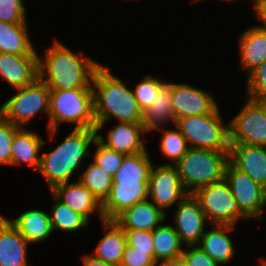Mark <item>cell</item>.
<instances>
[{
    "mask_svg": "<svg viewBox=\"0 0 266 266\" xmlns=\"http://www.w3.org/2000/svg\"><path fill=\"white\" fill-rule=\"evenodd\" d=\"M110 72L107 66L100 65L92 77L97 132L113 117L119 122H143V112L132 90Z\"/></svg>",
    "mask_w": 266,
    "mask_h": 266,
    "instance_id": "obj_1",
    "label": "cell"
},
{
    "mask_svg": "<svg viewBox=\"0 0 266 266\" xmlns=\"http://www.w3.org/2000/svg\"><path fill=\"white\" fill-rule=\"evenodd\" d=\"M44 59L38 56V78L50 90L92 88V77L101 65L57 40L45 50Z\"/></svg>",
    "mask_w": 266,
    "mask_h": 266,
    "instance_id": "obj_2",
    "label": "cell"
},
{
    "mask_svg": "<svg viewBox=\"0 0 266 266\" xmlns=\"http://www.w3.org/2000/svg\"><path fill=\"white\" fill-rule=\"evenodd\" d=\"M96 139L95 128H73L55 149L40 155L38 171L45 178L50 191L59 184L69 182L85 157L91 156L88 149Z\"/></svg>",
    "mask_w": 266,
    "mask_h": 266,
    "instance_id": "obj_3",
    "label": "cell"
},
{
    "mask_svg": "<svg viewBox=\"0 0 266 266\" xmlns=\"http://www.w3.org/2000/svg\"><path fill=\"white\" fill-rule=\"evenodd\" d=\"M48 133L52 140L58 123H75L74 128H96L92 88L50 90Z\"/></svg>",
    "mask_w": 266,
    "mask_h": 266,
    "instance_id": "obj_4",
    "label": "cell"
},
{
    "mask_svg": "<svg viewBox=\"0 0 266 266\" xmlns=\"http://www.w3.org/2000/svg\"><path fill=\"white\" fill-rule=\"evenodd\" d=\"M229 162V151L189 148L174 165L189 194L212 182L222 180Z\"/></svg>",
    "mask_w": 266,
    "mask_h": 266,
    "instance_id": "obj_5",
    "label": "cell"
},
{
    "mask_svg": "<svg viewBox=\"0 0 266 266\" xmlns=\"http://www.w3.org/2000/svg\"><path fill=\"white\" fill-rule=\"evenodd\" d=\"M219 112L218 107L211 114L176 120L175 126L190 144V148L229 151V123H224Z\"/></svg>",
    "mask_w": 266,
    "mask_h": 266,
    "instance_id": "obj_6",
    "label": "cell"
},
{
    "mask_svg": "<svg viewBox=\"0 0 266 266\" xmlns=\"http://www.w3.org/2000/svg\"><path fill=\"white\" fill-rule=\"evenodd\" d=\"M211 225L236 226L249 218L240 210L225 178L197 189L193 193Z\"/></svg>",
    "mask_w": 266,
    "mask_h": 266,
    "instance_id": "obj_7",
    "label": "cell"
},
{
    "mask_svg": "<svg viewBox=\"0 0 266 266\" xmlns=\"http://www.w3.org/2000/svg\"><path fill=\"white\" fill-rule=\"evenodd\" d=\"M17 93L0 107V114L13 125L24 128L40 111L49 115L48 86L37 78L32 84L16 88Z\"/></svg>",
    "mask_w": 266,
    "mask_h": 266,
    "instance_id": "obj_8",
    "label": "cell"
},
{
    "mask_svg": "<svg viewBox=\"0 0 266 266\" xmlns=\"http://www.w3.org/2000/svg\"><path fill=\"white\" fill-rule=\"evenodd\" d=\"M228 123L230 144L266 147V113L256 100L247 97L246 104Z\"/></svg>",
    "mask_w": 266,
    "mask_h": 266,
    "instance_id": "obj_9",
    "label": "cell"
},
{
    "mask_svg": "<svg viewBox=\"0 0 266 266\" xmlns=\"http://www.w3.org/2000/svg\"><path fill=\"white\" fill-rule=\"evenodd\" d=\"M224 178L228 182L240 210L249 219H263L262 210L266 206V189L230 162L226 165Z\"/></svg>",
    "mask_w": 266,
    "mask_h": 266,
    "instance_id": "obj_10",
    "label": "cell"
},
{
    "mask_svg": "<svg viewBox=\"0 0 266 266\" xmlns=\"http://www.w3.org/2000/svg\"><path fill=\"white\" fill-rule=\"evenodd\" d=\"M188 194L174 165L161 164L158 168L152 166L148 181V199L164 213H167L165 208L178 204Z\"/></svg>",
    "mask_w": 266,
    "mask_h": 266,
    "instance_id": "obj_11",
    "label": "cell"
},
{
    "mask_svg": "<svg viewBox=\"0 0 266 266\" xmlns=\"http://www.w3.org/2000/svg\"><path fill=\"white\" fill-rule=\"evenodd\" d=\"M174 216V230L179 235L184 245H197L203 234L208 221L201 209L199 201L193 194H188L177 204Z\"/></svg>",
    "mask_w": 266,
    "mask_h": 266,
    "instance_id": "obj_12",
    "label": "cell"
},
{
    "mask_svg": "<svg viewBox=\"0 0 266 266\" xmlns=\"http://www.w3.org/2000/svg\"><path fill=\"white\" fill-rule=\"evenodd\" d=\"M212 94L183 83H172V104L175 118L213 113L219 105Z\"/></svg>",
    "mask_w": 266,
    "mask_h": 266,
    "instance_id": "obj_13",
    "label": "cell"
},
{
    "mask_svg": "<svg viewBox=\"0 0 266 266\" xmlns=\"http://www.w3.org/2000/svg\"><path fill=\"white\" fill-rule=\"evenodd\" d=\"M148 199V182L113 181L110 193L102 203L104 218L114 220L134 204Z\"/></svg>",
    "mask_w": 266,
    "mask_h": 266,
    "instance_id": "obj_14",
    "label": "cell"
},
{
    "mask_svg": "<svg viewBox=\"0 0 266 266\" xmlns=\"http://www.w3.org/2000/svg\"><path fill=\"white\" fill-rule=\"evenodd\" d=\"M39 55L0 53V76L14 89L32 84L38 78Z\"/></svg>",
    "mask_w": 266,
    "mask_h": 266,
    "instance_id": "obj_15",
    "label": "cell"
},
{
    "mask_svg": "<svg viewBox=\"0 0 266 266\" xmlns=\"http://www.w3.org/2000/svg\"><path fill=\"white\" fill-rule=\"evenodd\" d=\"M59 201L88 221L91 214L98 211L100 220H105L101 202L80 182H67L55 186L50 191Z\"/></svg>",
    "mask_w": 266,
    "mask_h": 266,
    "instance_id": "obj_16",
    "label": "cell"
},
{
    "mask_svg": "<svg viewBox=\"0 0 266 266\" xmlns=\"http://www.w3.org/2000/svg\"><path fill=\"white\" fill-rule=\"evenodd\" d=\"M229 162L266 189V147L230 144Z\"/></svg>",
    "mask_w": 266,
    "mask_h": 266,
    "instance_id": "obj_17",
    "label": "cell"
},
{
    "mask_svg": "<svg viewBox=\"0 0 266 266\" xmlns=\"http://www.w3.org/2000/svg\"><path fill=\"white\" fill-rule=\"evenodd\" d=\"M145 133L142 123L119 122L108 132L107 140L98 132L97 140L109 149L133 155L147 150L145 142L141 139Z\"/></svg>",
    "mask_w": 266,
    "mask_h": 266,
    "instance_id": "obj_18",
    "label": "cell"
},
{
    "mask_svg": "<svg viewBox=\"0 0 266 266\" xmlns=\"http://www.w3.org/2000/svg\"><path fill=\"white\" fill-rule=\"evenodd\" d=\"M28 244L10 220L0 215V266H29Z\"/></svg>",
    "mask_w": 266,
    "mask_h": 266,
    "instance_id": "obj_19",
    "label": "cell"
},
{
    "mask_svg": "<svg viewBox=\"0 0 266 266\" xmlns=\"http://www.w3.org/2000/svg\"><path fill=\"white\" fill-rule=\"evenodd\" d=\"M167 214L149 199L138 202L120 213L114 221L124 230L153 231Z\"/></svg>",
    "mask_w": 266,
    "mask_h": 266,
    "instance_id": "obj_20",
    "label": "cell"
},
{
    "mask_svg": "<svg viewBox=\"0 0 266 266\" xmlns=\"http://www.w3.org/2000/svg\"><path fill=\"white\" fill-rule=\"evenodd\" d=\"M105 235L97 243L93 256L114 266H120L127 238L122 229L114 220H102Z\"/></svg>",
    "mask_w": 266,
    "mask_h": 266,
    "instance_id": "obj_21",
    "label": "cell"
},
{
    "mask_svg": "<svg viewBox=\"0 0 266 266\" xmlns=\"http://www.w3.org/2000/svg\"><path fill=\"white\" fill-rule=\"evenodd\" d=\"M239 39L241 66L249 74L266 60V27L248 28Z\"/></svg>",
    "mask_w": 266,
    "mask_h": 266,
    "instance_id": "obj_22",
    "label": "cell"
},
{
    "mask_svg": "<svg viewBox=\"0 0 266 266\" xmlns=\"http://www.w3.org/2000/svg\"><path fill=\"white\" fill-rule=\"evenodd\" d=\"M43 144L44 140L37 133L19 128L12 140L11 165L29 164L38 170L41 158L39 152Z\"/></svg>",
    "mask_w": 266,
    "mask_h": 266,
    "instance_id": "obj_23",
    "label": "cell"
},
{
    "mask_svg": "<svg viewBox=\"0 0 266 266\" xmlns=\"http://www.w3.org/2000/svg\"><path fill=\"white\" fill-rule=\"evenodd\" d=\"M214 229L203 234L200 242L197 244L211 259L224 265L234 256V245L228 231L235 228L232 225L215 224Z\"/></svg>",
    "mask_w": 266,
    "mask_h": 266,
    "instance_id": "obj_24",
    "label": "cell"
},
{
    "mask_svg": "<svg viewBox=\"0 0 266 266\" xmlns=\"http://www.w3.org/2000/svg\"><path fill=\"white\" fill-rule=\"evenodd\" d=\"M9 220L29 244L45 240L53 232L49 214L39 209L26 210Z\"/></svg>",
    "mask_w": 266,
    "mask_h": 266,
    "instance_id": "obj_25",
    "label": "cell"
},
{
    "mask_svg": "<svg viewBox=\"0 0 266 266\" xmlns=\"http://www.w3.org/2000/svg\"><path fill=\"white\" fill-rule=\"evenodd\" d=\"M171 120L176 123L172 104V83L166 82L157 92L153 103L143 112L142 124L148 133L163 127L165 122Z\"/></svg>",
    "mask_w": 266,
    "mask_h": 266,
    "instance_id": "obj_26",
    "label": "cell"
},
{
    "mask_svg": "<svg viewBox=\"0 0 266 266\" xmlns=\"http://www.w3.org/2000/svg\"><path fill=\"white\" fill-rule=\"evenodd\" d=\"M27 24L0 21V53L38 55L29 39Z\"/></svg>",
    "mask_w": 266,
    "mask_h": 266,
    "instance_id": "obj_27",
    "label": "cell"
},
{
    "mask_svg": "<svg viewBox=\"0 0 266 266\" xmlns=\"http://www.w3.org/2000/svg\"><path fill=\"white\" fill-rule=\"evenodd\" d=\"M154 260L158 263L180 257L183 243L172 225H159L152 231Z\"/></svg>",
    "mask_w": 266,
    "mask_h": 266,
    "instance_id": "obj_28",
    "label": "cell"
},
{
    "mask_svg": "<svg viewBox=\"0 0 266 266\" xmlns=\"http://www.w3.org/2000/svg\"><path fill=\"white\" fill-rule=\"evenodd\" d=\"M153 164L148 151L125 155L113 181L148 182Z\"/></svg>",
    "mask_w": 266,
    "mask_h": 266,
    "instance_id": "obj_29",
    "label": "cell"
},
{
    "mask_svg": "<svg viewBox=\"0 0 266 266\" xmlns=\"http://www.w3.org/2000/svg\"><path fill=\"white\" fill-rule=\"evenodd\" d=\"M52 197L54 204L49 213L52 231L59 229L71 233L88 226L89 221L84 216L70 209L53 194Z\"/></svg>",
    "mask_w": 266,
    "mask_h": 266,
    "instance_id": "obj_30",
    "label": "cell"
},
{
    "mask_svg": "<svg viewBox=\"0 0 266 266\" xmlns=\"http://www.w3.org/2000/svg\"><path fill=\"white\" fill-rule=\"evenodd\" d=\"M80 183L83 184L101 204L108 197L113 179L112 175L104 171L95 162L90 163L84 172L79 175Z\"/></svg>",
    "mask_w": 266,
    "mask_h": 266,
    "instance_id": "obj_31",
    "label": "cell"
},
{
    "mask_svg": "<svg viewBox=\"0 0 266 266\" xmlns=\"http://www.w3.org/2000/svg\"><path fill=\"white\" fill-rule=\"evenodd\" d=\"M162 129V127L156 129L163 132L159 144L160 150L165 158H168L169 161H173V163H168V165H175L186 154L190 147L177 127V130Z\"/></svg>",
    "mask_w": 266,
    "mask_h": 266,
    "instance_id": "obj_32",
    "label": "cell"
},
{
    "mask_svg": "<svg viewBox=\"0 0 266 266\" xmlns=\"http://www.w3.org/2000/svg\"><path fill=\"white\" fill-rule=\"evenodd\" d=\"M166 83L147 74L132 90L142 112H144L153 103L159 89Z\"/></svg>",
    "mask_w": 266,
    "mask_h": 266,
    "instance_id": "obj_33",
    "label": "cell"
},
{
    "mask_svg": "<svg viewBox=\"0 0 266 266\" xmlns=\"http://www.w3.org/2000/svg\"><path fill=\"white\" fill-rule=\"evenodd\" d=\"M94 144L97 148L94 155H92L93 162L113 176L121 166L125 154L105 147L97 139Z\"/></svg>",
    "mask_w": 266,
    "mask_h": 266,
    "instance_id": "obj_34",
    "label": "cell"
},
{
    "mask_svg": "<svg viewBox=\"0 0 266 266\" xmlns=\"http://www.w3.org/2000/svg\"><path fill=\"white\" fill-rule=\"evenodd\" d=\"M19 129L0 114V164L11 165V147L15 132Z\"/></svg>",
    "mask_w": 266,
    "mask_h": 266,
    "instance_id": "obj_35",
    "label": "cell"
},
{
    "mask_svg": "<svg viewBox=\"0 0 266 266\" xmlns=\"http://www.w3.org/2000/svg\"><path fill=\"white\" fill-rule=\"evenodd\" d=\"M23 0H0V21L28 23Z\"/></svg>",
    "mask_w": 266,
    "mask_h": 266,
    "instance_id": "obj_36",
    "label": "cell"
},
{
    "mask_svg": "<svg viewBox=\"0 0 266 266\" xmlns=\"http://www.w3.org/2000/svg\"><path fill=\"white\" fill-rule=\"evenodd\" d=\"M127 238V245L134 247V250L149 251L154 259V246L152 231L147 230H124Z\"/></svg>",
    "mask_w": 266,
    "mask_h": 266,
    "instance_id": "obj_37",
    "label": "cell"
},
{
    "mask_svg": "<svg viewBox=\"0 0 266 266\" xmlns=\"http://www.w3.org/2000/svg\"><path fill=\"white\" fill-rule=\"evenodd\" d=\"M247 76L246 95L266 94V60L253 69Z\"/></svg>",
    "mask_w": 266,
    "mask_h": 266,
    "instance_id": "obj_38",
    "label": "cell"
},
{
    "mask_svg": "<svg viewBox=\"0 0 266 266\" xmlns=\"http://www.w3.org/2000/svg\"><path fill=\"white\" fill-rule=\"evenodd\" d=\"M120 266H157V262L149 251L134 250V247L127 245Z\"/></svg>",
    "mask_w": 266,
    "mask_h": 266,
    "instance_id": "obj_39",
    "label": "cell"
},
{
    "mask_svg": "<svg viewBox=\"0 0 266 266\" xmlns=\"http://www.w3.org/2000/svg\"><path fill=\"white\" fill-rule=\"evenodd\" d=\"M181 255L187 266H220L218 262L211 259L199 246L186 245Z\"/></svg>",
    "mask_w": 266,
    "mask_h": 266,
    "instance_id": "obj_40",
    "label": "cell"
},
{
    "mask_svg": "<svg viewBox=\"0 0 266 266\" xmlns=\"http://www.w3.org/2000/svg\"><path fill=\"white\" fill-rule=\"evenodd\" d=\"M254 13L261 22L262 27H266V0H253Z\"/></svg>",
    "mask_w": 266,
    "mask_h": 266,
    "instance_id": "obj_41",
    "label": "cell"
},
{
    "mask_svg": "<svg viewBox=\"0 0 266 266\" xmlns=\"http://www.w3.org/2000/svg\"><path fill=\"white\" fill-rule=\"evenodd\" d=\"M83 266H114V265L106 263L100 259H97L93 255H84Z\"/></svg>",
    "mask_w": 266,
    "mask_h": 266,
    "instance_id": "obj_42",
    "label": "cell"
},
{
    "mask_svg": "<svg viewBox=\"0 0 266 266\" xmlns=\"http://www.w3.org/2000/svg\"><path fill=\"white\" fill-rule=\"evenodd\" d=\"M157 266H187L184 258L182 256L169 259V260H163L157 263Z\"/></svg>",
    "mask_w": 266,
    "mask_h": 266,
    "instance_id": "obj_43",
    "label": "cell"
},
{
    "mask_svg": "<svg viewBox=\"0 0 266 266\" xmlns=\"http://www.w3.org/2000/svg\"><path fill=\"white\" fill-rule=\"evenodd\" d=\"M248 98L254 99L266 113V94L264 95H247Z\"/></svg>",
    "mask_w": 266,
    "mask_h": 266,
    "instance_id": "obj_44",
    "label": "cell"
},
{
    "mask_svg": "<svg viewBox=\"0 0 266 266\" xmlns=\"http://www.w3.org/2000/svg\"><path fill=\"white\" fill-rule=\"evenodd\" d=\"M261 266H266V259H261Z\"/></svg>",
    "mask_w": 266,
    "mask_h": 266,
    "instance_id": "obj_45",
    "label": "cell"
}]
</instances>
